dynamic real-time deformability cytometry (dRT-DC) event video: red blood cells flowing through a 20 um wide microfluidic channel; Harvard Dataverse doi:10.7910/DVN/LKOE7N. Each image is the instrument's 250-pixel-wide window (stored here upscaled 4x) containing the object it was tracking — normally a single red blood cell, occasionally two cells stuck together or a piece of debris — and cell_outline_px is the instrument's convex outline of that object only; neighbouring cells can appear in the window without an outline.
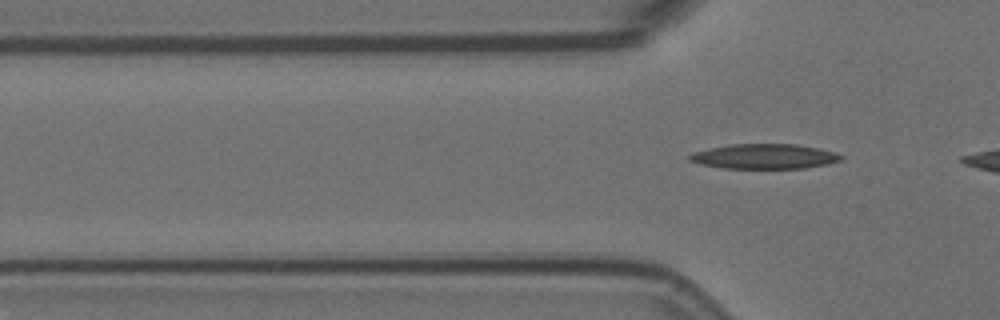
{"species": "Egyptian fruit bat (a non-hibernating species)", "species_latin": "Rousettus aegyptiacus", "temperature_condition": "room temperature", "stored_images_in_passage": 5, "camera_frame_rate_fps": 3000, "um_per_image_px": 0.085, "animal": {"sex": "female"}, "frame": {"image": 1, "passage_image": 5, "time_ms": 1.333, "image_size_px": [1000, 320], "cell_outline_px": [[844, 156], [840, 160], [828, 164], [804, 168], [724, 168], [700, 164], [688, 160], [688, 156], [692, 152], [708, 148], [728, 144], [796, 144], [820, 148], [836, 152]], "centroid_in_image_um": [64.96, 13.28], "position_along_channel_um": 60.8, "area_um2": 22.14}}